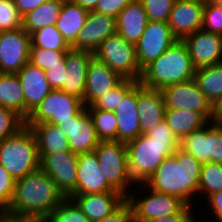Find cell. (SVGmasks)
Listing matches in <instances>:
<instances>
[{
  "mask_svg": "<svg viewBox=\"0 0 222 222\" xmlns=\"http://www.w3.org/2000/svg\"><path fill=\"white\" fill-rule=\"evenodd\" d=\"M65 198L51 177L38 169L15 181L6 213L14 220L44 221Z\"/></svg>",
  "mask_w": 222,
  "mask_h": 222,
  "instance_id": "obj_1",
  "label": "cell"
},
{
  "mask_svg": "<svg viewBox=\"0 0 222 222\" xmlns=\"http://www.w3.org/2000/svg\"><path fill=\"white\" fill-rule=\"evenodd\" d=\"M129 174L135 184H144L166 157L180 147V140L163 120L146 134L126 143Z\"/></svg>",
  "mask_w": 222,
  "mask_h": 222,
  "instance_id": "obj_2",
  "label": "cell"
},
{
  "mask_svg": "<svg viewBox=\"0 0 222 222\" xmlns=\"http://www.w3.org/2000/svg\"><path fill=\"white\" fill-rule=\"evenodd\" d=\"M201 166L191 154L178 148L172 156L164 159L146 183L137 185L144 190L176 196L191 206L192 198L199 194Z\"/></svg>",
  "mask_w": 222,
  "mask_h": 222,
  "instance_id": "obj_3",
  "label": "cell"
},
{
  "mask_svg": "<svg viewBox=\"0 0 222 222\" xmlns=\"http://www.w3.org/2000/svg\"><path fill=\"white\" fill-rule=\"evenodd\" d=\"M195 71L187 45L177 40L142 70L139 82L145 87L162 90L194 79Z\"/></svg>",
  "mask_w": 222,
  "mask_h": 222,
  "instance_id": "obj_4",
  "label": "cell"
},
{
  "mask_svg": "<svg viewBox=\"0 0 222 222\" xmlns=\"http://www.w3.org/2000/svg\"><path fill=\"white\" fill-rule=\"evenodd\" d=\"M0 165L15 181L40 169L37 141L29 126L0 141Z\"/></svg>",
  "mask_w": 222,
  "mask_h": 222,
  "instance_id": "obj_5",
  "label": "cell"
},
{
  "mask_svg": "<svg viewBox=\"0 0 222 222\" xmlns=\"http://www.w3.org/2000/svg\"><path fill=\"white\" fill-rule=\"evenodd\" d=\"M94 152L107 183L127 198L130 194L128 188L134 181L129 174L126 143L100 141Z\"/></svg>",
  "mask_w": 222,
  "mask_h": 222,
  "instance_id": "obj_6",
  "label": "cell"
},
{
  "mask_svg": "<svg viewBox=\"0 0 222 222\" xmlns=\"http://www.w3.org/2000/svg\"><path fill=\"white\" fill-rule=\"evenodd\" d=\"M94 57L107 64L123 79L139 82L142 70L137 61L135 44L126 41L117 32L99 45L94 51Z\"/></svg>",
  "mask_w": 222,
  "mask_h": 222,
  "instance_id": "obj_7",
  "label": "cell"
},
{
  "mask_svg": "<svg viewBox=\"0 0 222 222\" xmlns=\"http://www.w3.org/2000/svg\"><path fill=\"white\" fill-rule=\"evenodd\" d=\"M86 109L78 97L61 89H52L46 98L29 114L25 124L49 123L58 125L62 121L80 115Z\"/></svg>",
  "mask_w": 222,
  "mask_h": 222,
  "instance_id": "obj_8",
  "label": "cell"
},
{
  "mask_svg": "<svg viewBox=\"0 0 222 222\" xmlns=\"http://www.w3.org/2000/svg\"><path fill=\"white\" fill-rule=\"evenodd\" d=\"M130 192L127 200L132 208V222H147L158 217L180 214L188 205L180 198L149 190L144 198ZM150 194V195H149ZM137 198V199H136Z\"/></svg>",
  "mask_w": 222,
  "mask_h": 222,
  "instance_id": "obj_9",
  "label": "cell"
},
{
  "mask_svg": "<svg viewBox=\"0 0 222 222\" xmlns=\"http://www.w3.org/2000/svg\"><path fill=\"white\" fill-rule=\"evenodd\" d=\"M166 109H189L213 121V105L199 89L195 80L173 84L160 90Z\"/></svg>",
  "mask_w": 222,
  "mask_h": 222,
  "instance_id": "obj_10",
  "label": "cell"
},
{
  "mask_svg": "<svg viewBox=\"0 0 222 222\" xmlns=\"http://www.w3.org/2000/svg\"><path fill=\"white\" fill-rule=\"evenodd\" d=\"M177 40L167 22L149 20L140 39L135 44L140 69L143 70L156 60Z\"/></svg>",
  "mask_w": 222,
  "mask_h": 222,
  "instance_id": "obj_11",
  "label": "cell"
},
{
  "mask_svg": "<svg viewBox=\"0 0 222 222\" xmlns=\"http://www.w3.org/2000/svg\"><path fill=\"white\" fill-rule=\"evenodd\" d=\"M31 35L22 27L0 31V73L17 74L28 62Z\"/></svg>",
  "mask_w": 222,
  "mask_h": 222,
  "instance_id": "obj_12",
  "label": "cell"
},
{
  "mask_svg": "<svg viewBox=\"0 0 222 222\" xmlns=\"http://www.w3.org/2000/svg\"><path fill=\"white\" fill-rule=\"evenodd\" d=\"M38 155L40 169L51 177L65 197H69L76 190L78 155L71 151Z\"/></svg>",
  "mask_w": 222,
  "mask_h": 222,
  "instance_id": "obj_13",
  "label": "cell"
},
{
  "mask_svg": "<svg viewBox=\"0 0 222 222\" xmlns=\"http://www.w3.org/2000/svg\"><path fill=\"white\" fill-rule=\"evenodd\" d=\"M57 127L68 139L70 151L77 155L93 152L100 143L86 109L80 115L71 117V120L62 121Z\"/></svg>",
  "mask_w": 222,
  "mask_h": 222,
  "instance_id": "obj_14",
  "label": "cell"
},
{
  "mask_svg": "<svg viewBox=\"0 0 222 222\" xmlns=\"http://www.w3.org/2000/svg\"><path fill=\"white\" fill-rule=\"evenodd\" d=\"M187 45L195 69L222 63V36L198 30L186 36Z\"/></svg>",
  "mask_w": 222,
  "mask_h": 222,
  "instance_id": "obj_15",
  "label": "cell"
},
{
  "mask_svg": "<svg viewBox=\"0 0 222 222\" xmlns=\"http://www.w3.org/2000/svg\"><path fill=\"white\" fill-rule=\"evenodd\" d=\"M115 33L116 18L91 10L71 49L94 53L104 40Z\"/></svg>",
  "mask_w": 222,
  "mask_h": 222,
  "instance_id": "obj_16",
  "label": "cell"
},
{
  "mask_svg": "<svg viewBox=\"0 0 222 222\" xmlns=\"http://www.w3.org/2000/svg\"><path fill=\"white\" fill-rule=\"evenodd\" d=\"M205 3L196 0H175L167 23L178 40L202 29Z\"/></svg>",
  "mask_w": 222,
  "mask_h": 222,
  "instance_id": "obj_17",
  "label": "cell"
},
{
  "mask_svg": "<svg viewBox=\"0 0 222 222\" xmlns=\"http://www.w3.org/2000/svg\"><path fill=\"white\" fill-rule=\"evenodd\" d=\"M76 190L71 195L115 191L106 181L95 152L78 154Z\"/></svg>",
  "mask_w": 222,
  "mask_h": 222,
  "instance_id": "obj_18",
  "label": "cell"
},
{
  "mask_svg": "<svg viewBox=\"0 0 222 222\" xmlns=\"http://www.w3.org/2000/svg\"><path fill=\"white\" fill-rule=\"evenodd\" d=\"M123 78L107 64L92 57L86 75L84 94L85 107L92 105L99 97L115 88Z\"/></svg>",
  "mask_w": 222,
  "mask_h": 222,
  "instance_id": "obj_19",
  "label": "cell"
},
{
  "mask_svg": "<svg viewBox=\"0 0 222 222\" xmlns=\"http://www.w3.org/2000/svg\"><path fill=\"white\" fill-rule=\"evenodd\" d=\"M94 53L88 50L70 49L65 53L66 74L62 91L74 95L84 102L88 65Z\"/></svg>",
  "mask_w": 222,
  "mask_h": 222,
  "instance_id": "obj_20",
  "label": "cell"
},
{
  "mask_svg": "<svg viewBox=\"0 0 222 222\" xmlns=\"http://www.w3.org/2000/svg\"><path fill=\"white\" fill-rule=\"evenodd\" d=\"M137 108L141 134H146L165 118L166 107L160 90L137 82Z\"/></svg>",
  "mask_w": 222,
  "mask_h": 222,
  "instance_id": "obj_21",
  "label": "cell"
},
{
  "mask_svg": "<svg viewBox=\"0 0 222 222\" xmlns=\"http://www.w3.org/2000/svg\"><path fill=\"white\" fill-rule=\"evenodd\" d=\"M17 76L25 95V121L29 114L46 98L52 88L47 81L45 71L27 63Z\"/></svg>",
  "mask_w": 222,
  "mask_h": 222,
  "instance_id": "obj_22",
  "label": "cell"
},
{
  "mask_svg": "<svg viewBox=\"0 0 222 222\" xmlns=\"http://www.w3.org/2000/svg\"><path fill=\"white\" fill-rule=\"evenodd\" d=\"M115 115L118 122L117 141L127 143L141 134L137 108V83L120 100Z\"/></svg>",
  "mask_w": 222,
  "mask_h": 222,
  "instance_id": "obj_23",
  "label": "cell"
},
{
  "mask_svg": "<svg viewBox=\"0 0 222 222\" xmlns=\"http://www.w3.org/2000/svg\"><path fill=\"white\" fill-rule=\"evenodd\" d=\"M90 222H97L115 211L127 198L119 192L70 195Z\"/></svg>",
  "mask_w": 222,
  "mask_h": 222,
  "instance_id": "obj_24",
  "label": "cell"
},
{
  "mask_svg": "<svg viewBox=\"0 0 222 222\" xmlns=\"http://www.w3.org/2000/svg\"><path fill=\"white\" fill-rule=\"evenodd\" d=\"M147 13L140 0H134L116 18V32L126 41L136 44L148 23Z\"/></svg>",
  "mask_w": 222,
  "mask_h": 222,
  "instance_id": "obj_25",
  "label": "cell"
},
{
  "mask_svg": "<svg viewBox=\"0 0 222 222\" xmlns=\"http://www.w3.org/2000/svg\"><path fill=\"white\" fill-rule=\"evenodd\" d=\"M89 10L82 8L72 0H64L60 16L56 21V28L71 46L78 36L79 31L85 24Z\"/></svg>",
  "mask_w": 222,
  "mask_h": 222,
  "instance_id": "obj_26",
  "label": "cell"
},
{
  "mask_svg": "<svg viewBox=\"0 0 222 222\" xmlns=\"http://www.w3.org/2000/svg\"><path fill=\"white\" fill-rule=\"evenodd\" d=\"M33 131L38 154H54L70 151L68 139L56 125L49 123L25 124Z\"/></svg>",
  "mask_w": 222,
  "mask_h": 222,
  "instance_id": "obj_27",
  "label": "cell"
},
{
  "mask_svg": "<svg viewBox=\"0 0 222 222\" xmlns=\"http://www.w3.org/2000/svg\"><path fill=\"white\" fill-rule=\"evenodd\" d=\"M164 120L179 140L209 122L201 113L189 109H166Z\"/></svg>",
  "mask_w": 222,
  "mask_h": 222,
  "instance_id": "obj_28",
  "label": "cell"
},
{
  "mask_svg": "<svg viewBox=\"0 0 222 222\" xmlns=\"http://www.w3.org/2000/svg\"><path fill=\"white\" fill-rule=\"evenodd\" d=\"M0 107L13 110L25 120V95L17 74L0 73Z\"/></svg>",
  "mask_w": 222,
  "mask_h": 222,
  "instance_id": "obj_29",
  "label": "cell"
},
{
  "mask_svg": "<svg viewBox=\"0 0 222 222\" xmlns=\"http://www.w3.org/2000/svg\"><path fill=\"white\" fill-rule=\"evenodd\" d=\"M64 0H47L22 17V28L31 35L38 29L55 25Z\"/></svg>",
  "mask_w": 222,
  "mask_h": 222,
  "instance_id": "obj_30",
  "label": "cell"
},
{
  "mask_svg": "<svg viewBox=\"0 0 222 222\" xmlns=\"http://www.w3.org/2000/svg\"><path fill=\"white\" fill-rule=\"evenodd\" d=\"M194 80L214 106L222 97V63L196 69Z\"/></svg>",
  "mask_w": 222,
  "mask_h": 222,
  "instance_id": "obj_31",
  "label": "cell"
},
{
  "mask_svg": "<svg viewBox=\"0 0 222 222\" xmlns=\"http://www.w3.org/2000/svg\"><path fill=\"white\" fill-rule=\"evenodd\" d=\"M100 141H117L118 122L113 111L86 107Z\"/></svg>",
  "mask_w": 222,
  "mask_h": 222,
  "instance_id": "obj_32",
  "label": "cell"
},
{
  "mask_svg": "<svg viewBox=\"0 0 222 222\" xmlns=\"http://www.w3.org/2000/svg\"><path fill=\"white\" fill-rule=\"evenodd\" d=\"M47 50L69 51L71 46L58 31L56 25H49L31 34V47Z\"/></svg>",
  "mask_w": 222,
  "mask_h": 222,
  "instance_id": "obj_33",
  "label": "cell"
},
{
  "mask_svg": "<svg viewBox=\"0 0 222 222\" xmlns=\"http://www.w3.org/2000/svg\"><path fill=\"white\" fill-rule=\"evenodd\" d=\"M179 148L191 154L201 164L208 163L207 125L184 136Z\"/></svg>",
  "mask_w": 222,
  "mask_h": 222,
  "instance_id": "obj_34",
  "label": "cell"
},
{
  "mask_svg": "<svg viewBox=\"0 0 222 222\" xmlns=\"http://www.w3.org/2000/svg\"><path fill=\"white\" fill-rule=\"evenodd\" d=\"M222 191V163L208 162L201 166L199 194L206 197Z\"/></svg>",
  "mask_w": 222,
  "mask_h": 222,
  "instance_id": "obj_35",
  "label": "cell"
},
{
  "mask_svg": "<svg viewBox=\"0 0 222 222\" xmlns=\"http://www.w3.org/2000/svg\"><path fill=\"white\" fill-rule=\"evenodd\" d=\"M45 222H90L76 202L66 197L44 220Z\"/></svg>",
  "mask_w": 222,
  "mask_h": 222,
  "instance_id": "obj_36",
  "label": "cell"
},
{
  "mask_svg": "<svg viewBox=\"0 0 222 222\" xmlns=\"http://www.w3.org/2000/svg\"><path fill=\"white\" fill-rule=\"evenodd\" d=\"M137 83L131 79H123L115 88L99 97L92 105L87 107H95L106 111H113L118 107L120 100L124 95Z\"/></svg>",
  "mask_w": 222,
  "mask_h": 222,
  "instance_id": "obj_37",
  "label": "cell"
},
{
  "mask_svg": "<svg viewBox=\"0 0 222 222\" xmlns=\"http://www.w3.org/2000/svg\"><path fill=\"white\" fill-rule=\"evenodd\" d=\"M66 52L67 51L30 48L29 63L42 70H46L54 64H66Z\"/></svg>",
  "mask_w": 222,
  "mask_h": 222,
  "instance_id": "obj_38",
  "label": "cell"
},
{
  "mask_svg": "<svg viewBox=\"0 0 222 222\" xmlns=\"http://www.w3.org/2000/svg\"><path fill=\"white\" fill-rule=\"evenodd\" d=\"M208 162L222 163V121L207 124Z\"/></svg>",
  "mask_w": 222,
  "mask_h": 222,
  "instance_id": "obj_39",
  "label": "cell"
},
{
  "mask_svg": "<svg viewBox=\"0 0 222 222\" xmlns=\"http://www.w3.org/2000/svg\"><path fill=\"white\" fill-rule=\"evenodd\" d=\"M22 17L13 0H0V31L22 27Z\"/></svg>",
  "mask_w": 222,
  "mask_h": 222,
  "instance_id": "obj_40",
  "label": "cell"
},
{
  "mask_svg": "<svg viewBox=\"0 0 222 222\" xmlns=\"http://www.w3.org/2000/svg\"><path fill=\"white\" fill-rule=\"evenodd\" d=\"M25 126V120L11 109L0 107V141L14 135Z\"/></svg>",
  "mask_w": 222,
  "mask_h": 222,
  "instance_id": "obj_41",
  "label": "cell"
},
{
  "mask_svg": "<svg viewBox=\"0 0 222 222\" xmlns=\"http://www.w3.org/2000/svg\"><path fill=\"white\" fill-rule=\"evenodd\" d=\"M148 20L167 22L175 0H140Z\"/></svg>",
  "mask_w": 222,
  "mask_h": 222,
  "instance_id": "obj_42",
  "label": "cell"
},
{
  "mask_svg": "<svg viewBox=\"0 0 222 222\" xmlns=\"http://www.w3.org/2000/svg\"><path fill=\"white\" fill-rule=\"evenodd\" d=\"M202 30L222 36V6L205 3Z\"/></svg>",
  "mask_w": 222,
  "mask_h": 222,
  "instance_id": "obj_43",
  "label": "cell"
},
{
  "mask_svg": "<svg viewBox=\"0 0 222 222\" xmlns=\"http://www.w3.org/2000/svg\"><path fill=\"white\" fill-rule=\"evenodd\" d=\"M15 180L0 165V206L5 210L11 204L14 195Z\"/></svg>",
  "mask_w": 222,
  "mask_h": 222,
  "instance_id": "obj_44",
  "label": "cell"
},
{
  "mask_svg": "<svg viewBox=\"0 0 222 222\" xmlns=\"http://www.w3.org/2000/svg\"><path fill=\"white\" fill-rule=\"evenodd\" d=\"M134 0H99L93 11L117 18L121 10Z\"/></svg>",
  "mask_w": 222,
  "mask_h": 222,
  "instance_id": "obj_45",
  "label": "cell"
},
{
  "mask_svg": "<svg viewBox=\"0 0 222 222\" xmlns=\"http://www.w3.org/2000/svg\"><path fill=\"white\" fill-rule=\"evenodd\" d=\"M44 71L52 89H60L63 86L66 64H54Z\"/></svg>",
  "mask_w": 222,
  "mask_h": 222,
  "instance_id": "obj_46",
  "label": "cell"
},
{
  "mask_svg": "<svg viewBox=\"0 0 222 222\" xmlns=\"http://www.w3.org/2000/svg\"><path fill=\"white\" fill-rule=\"evenodd\" d=\"M97 222H132V208L126 199L115 211Z\"/></svg>",
  "mask_w": 222,
  "mask_h": 222,
  "instance_id": "obj_47",
  "label": "cell"
},
{
  "mask_svg": "<svg viewBox=\"0 0 222 222\" xmlns=\"http://www.w3.org/2000/svg\"><path fill=\"white\" fill-rule=\"evenodd\" d=\"M193 207L187 206L180 214H176L173 216H166V217H158L152 220H148L147 222H197L194 219V215L191 209Z\"/></svg>",
  "mask_w": 222,
  "mask_h": 222,
  "instance_id": "obj_48",
  "label": "cell"
},
{
  "mask_svg": "<svg viewBox=\"0 0 222 222\" xmlns=\"http://www.w3.org/2000/svg\"><path fill=\"white\" fill-rule=\"evenodd\" d=\"M208 205L212 209L218 222H222V191L209 195L207 197Z\"/></svg>",
  "mask_w": 222,
  "mask_h": 222,
  "instance_id": "obj_49",
  "label": "cell"
},
{
  "mask_svg": "<svg viewBox=\"0 0 222 222\" xmlns=\"http://www.w3.org/2000/svg\"><path fill=\"white\" fill-rule=\"evenodd\" d=\"M46 1L47 0H13L15 6L22 16L32 10H35Z\"/></svg>",
  "mask_w": 222,
  "mask_h": 222,
  "instance_id": "obj_50",
  "label": "cell"
},
{
  "mask_svg": "<svg viewBox=\"0 0 222 222\" xmlns=\"http://www.w3.org/2000/svg\"><path fill=\"white\" fill-rule=\"evenodd\" d=\"M213 121H222V97L213 106Z\"/></svg>",
  "mask_w": 222,
  "mask_h": 222,
  "instance_id": "obj_51",
  "label": "cell"
},
{
  "mask_svg": "<svg viewBox=\"0 0 222 222\" xmlns=\"http://www.w3.org/2000/svg\"><path fill=\"white\" fill-rule=\"evenodd\" d=\"M74 3L79 4L82 8L89 11L93 10L99 0H72Z\"/></svg>",
  "mask_w": 222,
  "mask_h": 222,
  "instance_id": "obj_52",
  "label": "cell"
},
{
  "mask_svg": "<svg viewBox=\"0 0 222 222\" xmlns=\"http://www.w3.org/2000/svg\"><path fill=\"white\" fill-rule=\"evenodd\" d=\"M7 216L6 210L0 206V222Z\"/></svg>",
  "mask_w": 222,
  "mask_h": 222,
  "instance_id": "obj_53",
  "label": "cell"
},
{
  "mask_svg": "<svg viewBox=\"0 0 222 222\" xmlns=\"http://www.w3.org/2000/svg\"><path fill=\"white\" fill-rule=\"evenodd\" d=\"M207 2L218 6H222V0H208Z\"/></svg>",
  "mask_w": 222,
  "mask_h": 222,
  "instance_id": "obj_54",
  "label": "cell"
},
{
  "mask_svg": "<svg viewBox=\"0 0 222 222\" xmlns=\"http://www.w3.org/2000/svg\"><path fill=\"white\" fill-rule=\"evenodd\" d=\"M14 219L7 215L1 222H13Z\"/></svg>",
  "mask_w": 222,
  "mask_h": 222,
  "instance_id": "obj_55",
  "label": "cell"
},
{
  "mask_svg": "<svg viewBox=\"0 0 222 222\" xmlns=\"http://www.w3.org/2000/svg\"><path fill=\"white\" fill-rule=\"evenodd\" d=\"M13 222H41V221L14 220Z\"/></svg>",
  "mask_w": 222,
  "mask_h": 222,
  "instance_id": "obj_56",
  "label": "cell"
},
{
  "mask_svg": "<svg viewBox=\"0 0 222 222\" xmlns=\"http://www.w3.org/2000/svg\"><path fill=\"white\" fill-rule=\"evenodd\" d=\"M196 1H201L203 3H207L208 0H196Z\"/></svg>",
  "mask_w": 222,
  "mask_h": 222,
  "instance_id": "obj_57",
  "label": "cell"
}]
</instances>
